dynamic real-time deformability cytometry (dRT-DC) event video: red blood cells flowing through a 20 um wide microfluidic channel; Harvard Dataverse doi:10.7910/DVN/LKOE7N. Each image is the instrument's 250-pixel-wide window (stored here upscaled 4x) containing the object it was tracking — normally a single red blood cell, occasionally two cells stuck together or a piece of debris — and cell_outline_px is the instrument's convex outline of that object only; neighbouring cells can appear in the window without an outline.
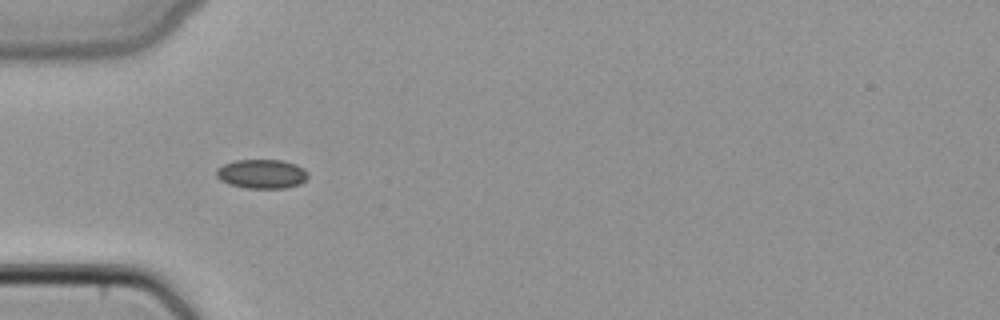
{"species": "common noctule bat (a hibernating species)", "species_latin": "Nyctalus noctula", "temperature_condition": "cold", "stored_images_in_passage": 34, "camera_frame_rate_fps": 3000, "um_per_image_px": 0.085, "animal": {"sex": "female", "body_mass_g": 22.7, "forearm_length_mm": 54.2}, "frame": {"image": 1, "passage_image": 1, "time_ms": 0.0, "image_size_px": [1000, 320], "cell_outline_px": [[308, 176], [300, 184], [284, 188], [248, 188], [228, 184], [220, 180], [216, 176], [216, 168], [224, 164], [236, 160], [284, 160], [296, 164], [304, 168], [308, 172]], "centroid_in_image_um": [22.25, 14.77], "position_along_channel_um": 62.8, "area_um2": 15.66}}
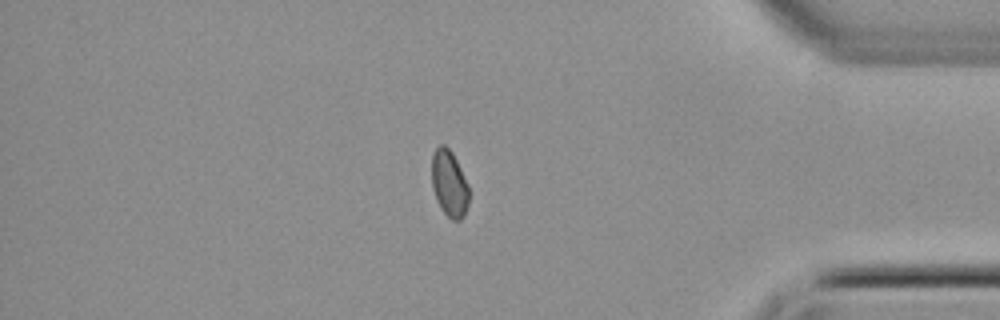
{"frame": {"image": 2, "passage_image": 27, "time_ms": 8.667, "image_size_px": [1000, 320], "cell_outline_px": [[468, 204], [464, 216], [460, 220], [452, 220], [440, 208], [436, 200], [432, 188], [432, 152], [440, 144], [444, 144], [452, 152], [468, 184]], "centroid_in_image_um": [38.17, 15.6], "position_along_channel_um": 397.0, "area_um2": 14.45}}
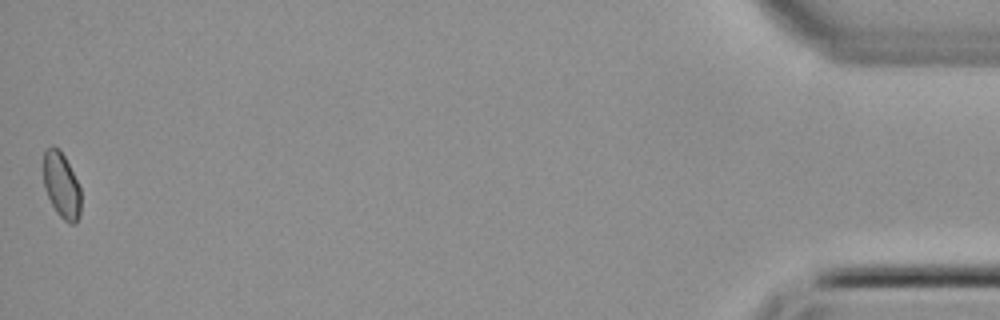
{"frame": {"image": 3, "passage_image": 34, "time_ms": 11.0, "image_size_px": [1000, 320], "cell_outline_px": [[80, 216], [76, 224], [68, 224], [56, 212], [44, 188], [44, 152], [52, 144], [60, 148], [80, 188]], "centroid_in_image_um": [5.23, 15.77], "position_along_channel_um": 430.0, "area_um2": 14.28}}